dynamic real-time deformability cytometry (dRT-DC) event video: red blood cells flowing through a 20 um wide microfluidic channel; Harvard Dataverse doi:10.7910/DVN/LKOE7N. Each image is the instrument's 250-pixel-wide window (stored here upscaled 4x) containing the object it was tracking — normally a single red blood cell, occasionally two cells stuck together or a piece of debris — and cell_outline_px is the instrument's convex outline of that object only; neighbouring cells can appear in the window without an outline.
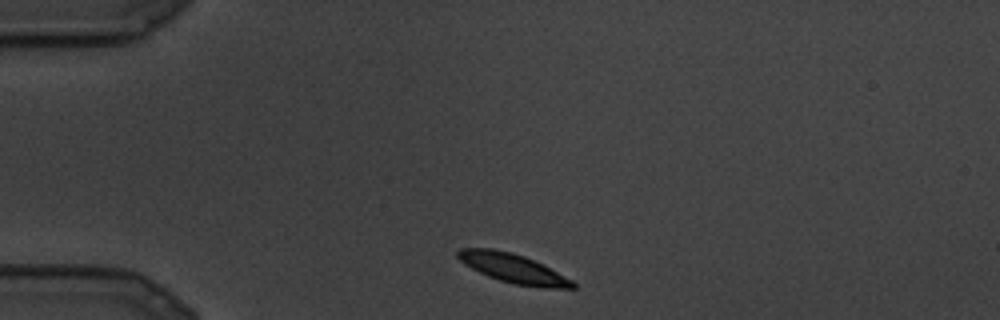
{"species": "common noctule bat (a hibernating species)", "species_latin": "Nyctalus noctula", "temperature_condition": "cold", "stored_images_in_passage": 7, "camera_frame_rate_fps": 3000, "um_per_image_px": 0.085, "animal": {"sex": "male", "body_mass_g": 19.5, "forearm_length_mm": 54.6}, "frame": {"image": 1, "passage_image": 1, "time_ms": 0.0, "image_size_px": [1000, 320], "cell_outline_px": [[576, 288], [544, 288], [516, 284], [500, 280], [488, 276], [464, 264], [456, 256], [456, 252], [460, 248], [492, 248], [512, 252], [524, 256], [544, 264], [572, 280], [576, 284]], "centroid_in_image_um": [43.62, 22.8], "position_along_channel_um": 41.4, "area_um2": 19.54}}
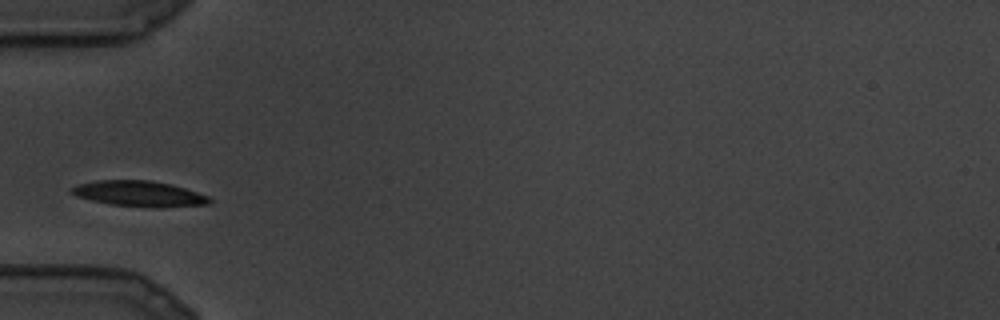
{"frame": {"image": 2, "passage_image": 4, "time_ms": 1.0, "image_size_px": [1000, 320], "cell_outline_px": [[212, 204], [160, 208], [152, 208], [112, 204], [92, 200], [76, 196], [68, 192], [76, 184], [96, 180], [152, 180], [172, 184], [208, 196], [212, 200]], "centroid_in_image_um": [11.85, 16.47], "position_along_channel_um": 73.2, "area_um2": 20.81}}
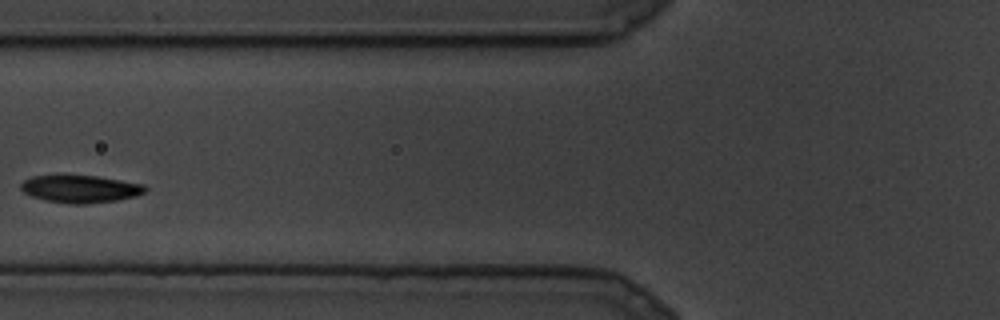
{"frame": {"image": 3, "passage_image": 6, "time_ms": 1.667, "image_size_px": [1000, 320], "cell_outline_px": [[148, 188], [144, 192], [136, 196], [116, 200], [88, 204], [72, 204], [44, 200], [32, 196], [24, 192], [20, 188], [20, 184], [24, 180], [32, 176], [60, 172], [96, 176], [144, 184]], "centroid_in_image_um": [6.77, 16.01], "position_along_channel_um": 119.0, "area_um2": 20.69}}